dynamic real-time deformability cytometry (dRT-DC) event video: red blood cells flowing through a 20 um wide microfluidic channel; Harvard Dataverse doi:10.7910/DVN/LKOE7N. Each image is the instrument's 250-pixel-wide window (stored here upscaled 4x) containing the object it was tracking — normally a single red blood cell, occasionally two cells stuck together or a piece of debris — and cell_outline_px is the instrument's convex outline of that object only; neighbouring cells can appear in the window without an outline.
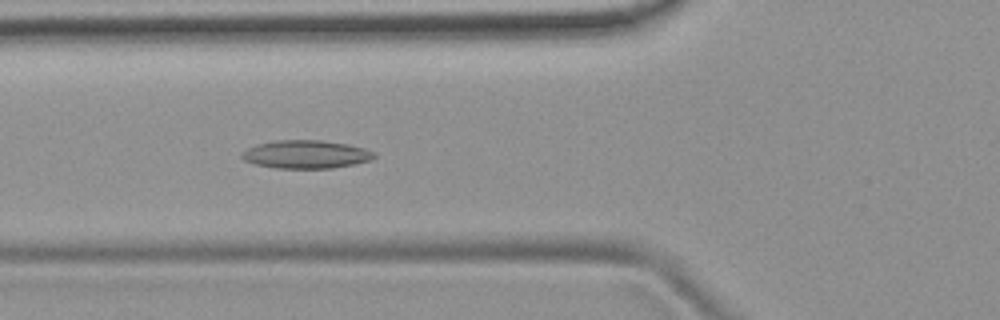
{"species": "common noctule bat (a hibernating species)", "species_latin": "Nyctalus noctula", "temperature_condition": "room temperature", "stored_images_in_passage": 52, "camera_frame_rate_fps": 3000, "um_per_image_px": 0.085, "animal": {"sex": "female", "body_mass_g": 19.9}, "frame": {"image": 1, "passage_image": 19, "time_ms": 6.0, "image_size_px": [1000, 320], "cell_outline_px": [[376, 156], [372, 160], [356, 164], [332, 168], [276, 168], [256, 164], [244, 160], [240, 156], [240, 152], [256, 144], [276, 140], [320, 140], [348, 144], [364, 148], [376, 152]], "centroid_in_image_um": [26.02, 13.12], "position_along_channel_um": 99.8, "area_um2": 21.91}}
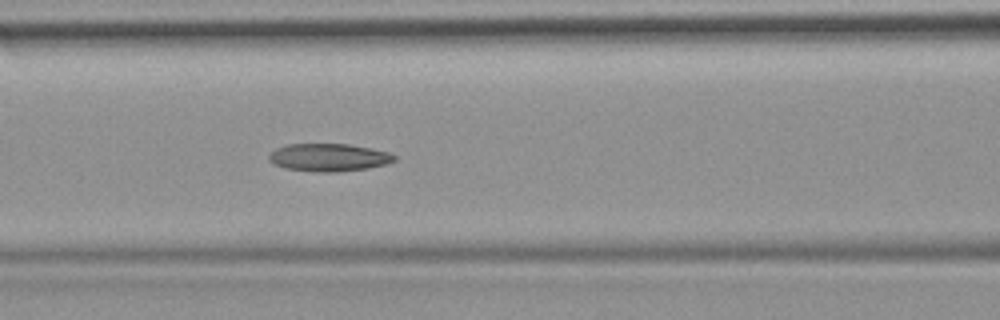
{"frame": {"image": 2, "passage_image": 22, "time_ms": 7.0, "image_size_px": [1000, 320], "cell_outline_px": [[396, 160], [384, 164], [368, 168], [336, 172], [316, 172], [288, 168], [272, 164], [268, 160], [268, 156], [276, 148], [288, 144], [348, 144], [372, 148], [388, 152], [396, 156]], "centroid_in_image_um": [27.94, 13.38], "position_along_channel_um": 138.7, "area_um2": 20.23}}
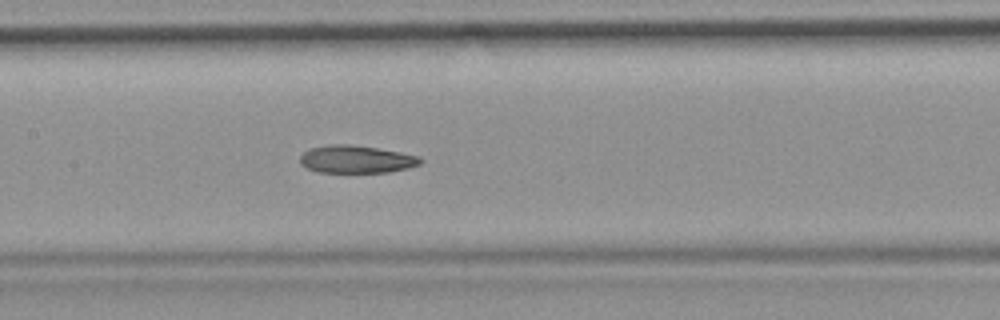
{"frame": {"image": 3, "passage_image": 25, "time_ms": 8.0, "image_size_px": [1000, 320], "cell_outline_px": [[424, 160], [420, 164], [408, 168], [388, 172], [316, 172], [300, 164], [300, 156], [308, 148], [332, 144], [348, 144], [376, 148], [400, 152], [420, 156]], "centroid_in_image_um": [30.28, 13.53], "position_along_channel_um": 177.1, "area_um2": 19.42}, "authors_computed_cell_mechanics": {"area_um2": 20.9525, "velocity_mm_per_s": 3.8588, "shape_relaxation_time_tau1_ms": null, "shape_relaxation_time_tau2_ms": 4.8087, "deformation_change_tau1": null, "deformation_change_tau2": 0.1278}}